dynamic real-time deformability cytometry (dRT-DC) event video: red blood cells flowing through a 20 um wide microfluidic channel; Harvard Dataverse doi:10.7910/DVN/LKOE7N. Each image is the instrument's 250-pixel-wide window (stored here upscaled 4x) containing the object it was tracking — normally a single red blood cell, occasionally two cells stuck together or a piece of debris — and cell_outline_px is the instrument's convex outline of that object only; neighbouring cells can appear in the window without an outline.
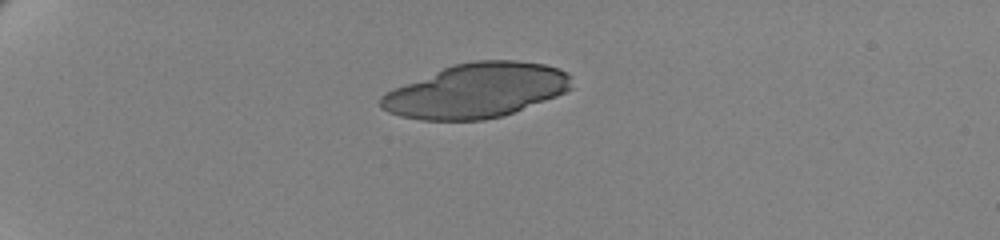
{"species": "human", "species_latin": "Homo sapiens", "temperature_condition": "cold", "stored_images_in_passage": 32, "camera_frame_rate_fps": 3000, "um_per_image_px": 0.085, "donor": {"sex": "female"}, "frame": {"image": 1, "passage_image": 1, "time_ms": 0.0, "image_size_px": [1000, 240], "cell_outline_px": [[572, 88], [556, 96], [512, 112], [500, 116], [484, 120], [424, 120], [400, 116], [388, 112], [380, 108], [380, 96], [384, 92], [444, 68], [456, 64], [476, 60], [516, 60], [544, 64], [560, 68], [568, 72], [572, 76]], "centroid_in_image_um": [40.51, 7.7], "position_along_channel_um": 44.5, "area_um2": 60.17}}